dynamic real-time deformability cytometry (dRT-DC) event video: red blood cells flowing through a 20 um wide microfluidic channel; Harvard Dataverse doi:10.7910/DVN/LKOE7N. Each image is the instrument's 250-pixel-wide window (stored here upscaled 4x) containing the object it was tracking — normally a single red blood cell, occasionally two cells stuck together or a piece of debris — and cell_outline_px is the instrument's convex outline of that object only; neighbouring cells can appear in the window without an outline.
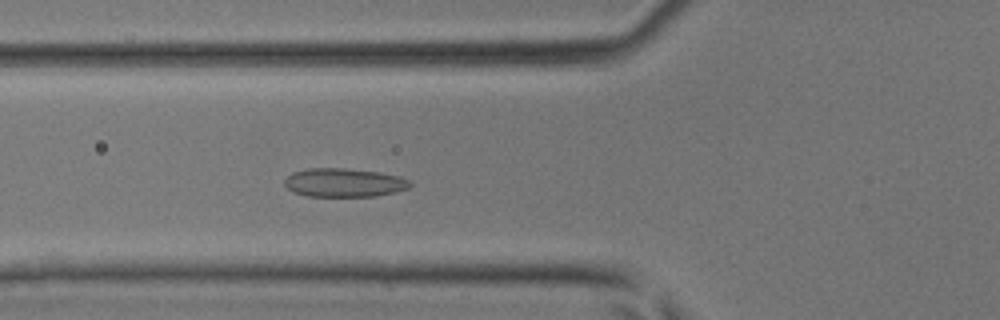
{"species": "common noctule bat (a hibernating species)", "species_latin": "Nyctalus noctula", "temperature_condition": "room temperature", "stored_images_in_passage": 43, "camera_frame_rate_fps": 3000, "um_per_image_px": 0.085, "animal": {"sex": "male", "body_mass_g": 17.9, "forearm_length_mm": 54.2}, "frame": {"image": 1, "passage_image": 15, "time_ms": 4.667, "image_size_px": [1000, 320], "cell_outline_px": [[412, 184], [408, 188], [396, 192], [376, 196], [308, 196], [292, 192], [284, 184], [284, 180], [292, 172], [308, 168], [344, 168], [380, 172], [400, 176], [408, 180]], "centroid_in_image_um": [29.24, 15.52], "position_along_channel_um": 96.6, "area_um2": 21.04}}
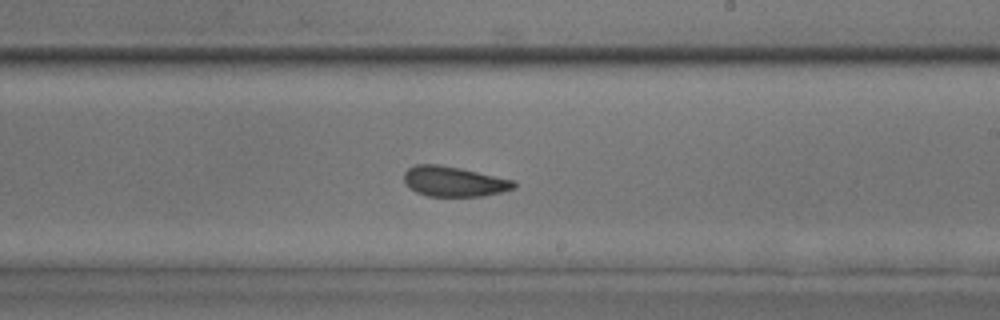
{"frame": {"image": 2, "passage_image": 25, "time_ms": 8.0, "image_size_px": [1000, 320], "cell_outline_px": [[516, 188], [484, 196], [428, 196], [416, 192], [408, 188], [404, 180], [404, 172], [408, 168], [416, 164], [436, 164], [460, 168], [516, 180]], "centroid_in_image_um": [38.59, 15.42], "position_along_channel_um": 250.4, "area_um2": 19.42}}
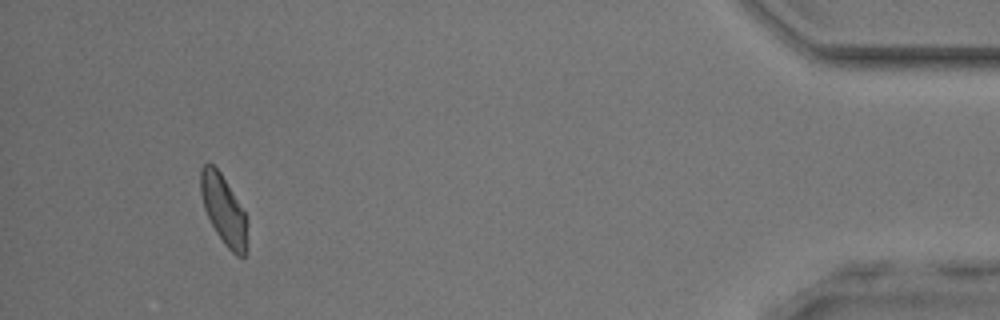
{"frame": {"image": 3, "passage_image": 40, "time_ms": 13.0, "image_size_px": [1000, 320], "cell_outline_px": [[248, 248], [244, 256], [236, 256], [224, 244], [216, 232], [204, 208], [200, 192], [200, 168], [204, 164], [212, 164], [220, 172], [244, 212]], "centroid_in_image_um": [18.99, 17.85], "position_along_channel_um": 416.2, "area_um2": 18.44}}